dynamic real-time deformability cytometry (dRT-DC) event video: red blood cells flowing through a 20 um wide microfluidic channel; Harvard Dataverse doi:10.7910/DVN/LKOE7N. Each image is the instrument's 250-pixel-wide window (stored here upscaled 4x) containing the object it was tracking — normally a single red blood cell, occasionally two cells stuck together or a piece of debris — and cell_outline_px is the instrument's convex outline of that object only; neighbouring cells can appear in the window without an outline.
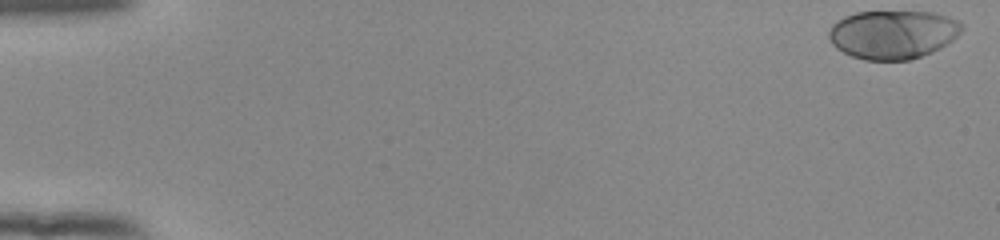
{"species": "human", "species_latin": "Homo sapiens", "temperature_condition": "room temperature", "stored_images_in_passage": 53, "camera_frame_rate_fps": 3000, "um_per_image_px": 0.085, "donor": {"sex": "female"}, "frame": {"image": 1, "passage_image": 1, "time_ms": 0.0, "image_size_px": [1000, 240], "cell_outline_px": [[964, 28], [952, 40], [940, 48], [920, 56], [908, 60], [864, 60], [852, 56], [836, 48], [832, 44], [828, 36], [828, 32], [832, 24], [836, 20], [844, 16], [856, 12], [932, 12], [948, 16], [960, 20], [964, 24]], "centroid_in_image_um": [75.89, 2.92], "position_along_channel_um": 9.1, "area_um2": 37.8}}
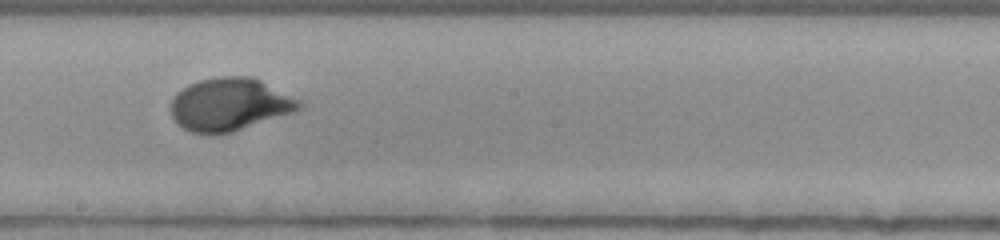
{"frame": {"image": 2, "passage_image": 31, "time_ms": 10.0, "image_size_px": [1000, 240], "cell_outline_px": [[304, 104], [300, 108], [292, 112], [232, 132], [192, 132], [184, 128], [172, 116], [172, 100], [176, 92], [188, 84], [200, 80], [220, 76], [252, 76], [300, 100]], "centroid_in_image_um": [19.52, 8.84], "position_along_channel_um": 228.7, "area_um2": 38.73}}
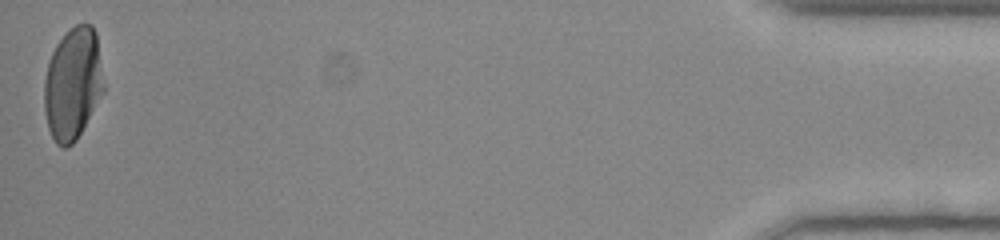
{"frame": {"image": 3, "passage_image": 53, "time_ms": 17.333, "image_size_px": [1000, 240], "cell_outline_px": [[104, 92], [76, 140], [68, 148], [60, 148], [56, 144], [48, 128], [44, 112], [44, 80], [48, 64], [52, 52], [56, 44], [76, 24], [92, 24], [96, 32], [104, 84]], "centroid_in_image_um": [6.18, 7.15], "position_along_channel_um": 429.0, "area_um2": 38.9}, "authors_computed_cell_mechanics": {"area_um2": 37.859, "velocity_mm_per_s": 3.8919, "shape_relaxation_time_tau1_ms": 3.0778, "shape_relaxation_time_tau2_ms": null, "deformation_change_tau1": 0.1918, "deformation_change_tau2": null}}